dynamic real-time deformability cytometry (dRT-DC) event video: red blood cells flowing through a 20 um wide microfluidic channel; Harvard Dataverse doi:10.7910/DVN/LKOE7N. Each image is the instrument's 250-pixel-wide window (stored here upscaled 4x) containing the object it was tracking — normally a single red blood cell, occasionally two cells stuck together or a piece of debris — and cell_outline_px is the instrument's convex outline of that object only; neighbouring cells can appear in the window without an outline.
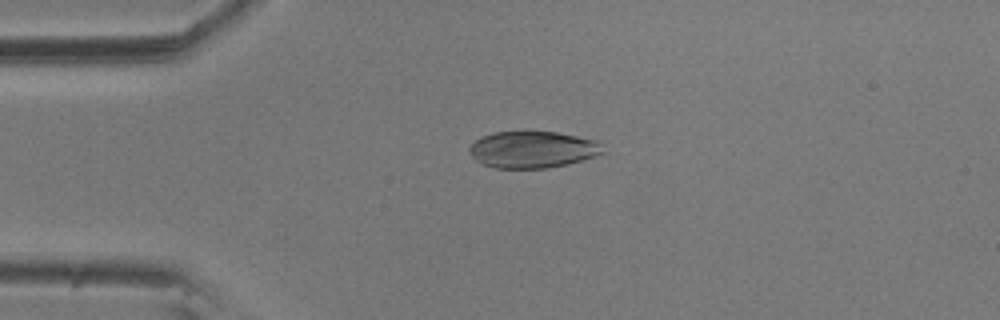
{"species": "common noctule bat (a hibernating species)", "species_latin": "Nyctalus noctula", "temperature_condition": "room temperature", "stored_images_in_passage": 6, "camera_frame_rate_fps": 3000, "um_per_image_px": 0.085, "animal": {"sex": "male", "body_mass_g": 20.5, "forearm_length_mm": 52.5}, "frame": {"image": 1, "passage_image": 4, "time_ms": 1.0, "image_size_px": [1000, 320], "cell_outline_px": [[608, 152], [596, 156], [568, 164], [548, 168], [496, 168], [480, 164], [468, 152], [468, 148], [476, 140], [492, 132], [556, 132], [600, 140]], "centroid_in_image_um": [45.34, 12.72], "position_along_channel_um": 39.7, "area_um2": 28.96}}